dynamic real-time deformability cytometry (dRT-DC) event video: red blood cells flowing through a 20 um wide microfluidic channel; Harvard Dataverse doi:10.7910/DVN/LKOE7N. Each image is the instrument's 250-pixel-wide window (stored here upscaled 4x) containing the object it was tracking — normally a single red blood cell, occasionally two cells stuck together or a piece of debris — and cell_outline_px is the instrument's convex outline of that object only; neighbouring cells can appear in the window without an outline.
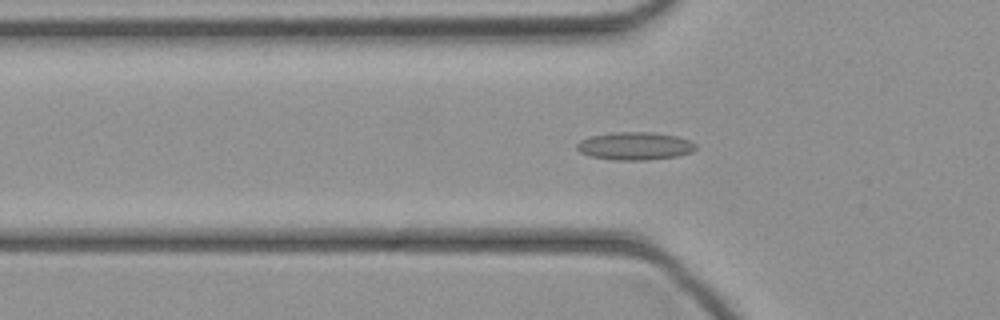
{"species": "common noctule bat (a hibernating species)", "species_latin": "Nyctalus noctula", "temperature_condition": "cold", "stored_images_in_passage": 45, "camera_frame_rate_fps": 3000, "um_per_image_px": 0.085, "animal": {"sex": "female", "body_mass_g": 21.9}, "frame": {"image": 1, "passage_image": 15, "time_ms": 4.667, "image_size_px": [1000, 320], "cell_outline_px": [[696, 148], [692, 152], [676, 156], [648, 160], [612, 160], [588, 156], [580, 152], [576, 148], [576, 144], [580, 140], [588, 136], [612, 132], [652, 132], [676, 136], [688, 140], [696, 144]], "centroid_in_image_um": [53.91, 12.41], "position_along_channel_um": 71.9, "area_um2": 19.48}}
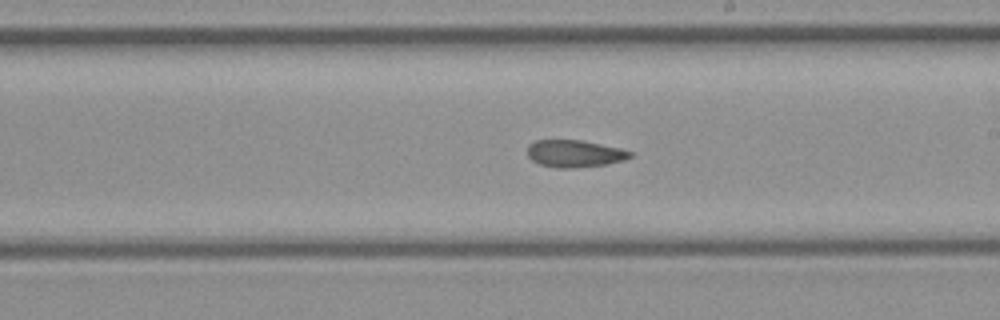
{"frame": {"image": 2, "passage_image": 26, "time_ms": 8.333, "image_size_px": [1000, 320], "cell_outline_px": [[632, 156], [624, 160], [608, 164], [572, 168], [556, 168], [540, 164], [532, 160], [528, 156], [528, 144], [536, 140], [580, 140], [620, 148], [632, 152]], "centroid_in_image_um": [48.83, 13.06], "position_along_channel_um": 240.2, "area_um2": 16.24}}
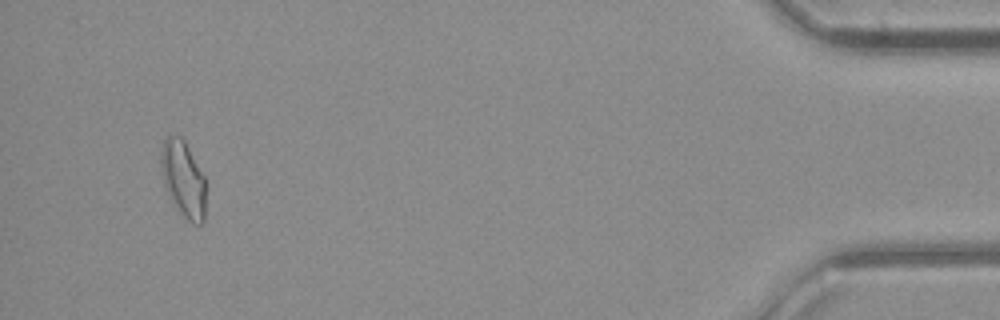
{"frame": {"image": 3, "passage_image": 43, "time_ms": 14.0, "image_size_px": [1000, 320], "cell_outline_px": [[204, 220], [200, 224], [196, 224], [188, 220], [172, 204], [168, 196], [164, 184], [160, 168], [160, 152], [164, 140], [168, 136], [180, 136], [184, 140], [204, 176]], "centroid_in_image_um": [15.54, 15.21], "position_along_channel_um": 419.7, "area_um2": 19.77}}